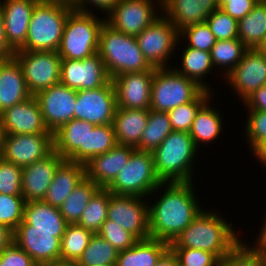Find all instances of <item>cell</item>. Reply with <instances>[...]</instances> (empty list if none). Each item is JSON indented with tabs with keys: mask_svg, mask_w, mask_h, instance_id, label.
<instances>
[{
	"mask_svg": "<svg viewBox=\"0 0 266 266\" xmlns=\"http://www.w3.org/2000/svg\"><path fill=\"white\" fill-rule=\"evenodd\" d=\"M259 0H218V7L239 21L245 17Z\"/></svg>",
	"mask_w": 266,
	"mask_h": 266,
	"instance_id": "cell-51",
	"label": "cell"
},
{
	"mask_svg": "<svg viewBox=\"0 0 266 266\" xmlns=\"http://www.w3.org/2000/svg\"><path fill=\"white\" fill-rule=\"evenodd\" d=\"M211 105L212 101L209 99L199 109L189 131L192 140L198 149L201 144L207 146L217 140L224 128L222 120L224 119L223 115Z\"/></svg>",
	"mask_w": 266,
	"mask_h": 266,
	"instance_id": "cell-31",
	"label": "cell"
},
{
	"mask_svg": "<svg viewBox=\"0 0 266 266\" xmlns=\"http://www.w3.org/2000/svg\"><path fill=\"white\" fill-rule=\"evenodd\" d=\"M162 0H119L105 22L130 36H137L162 14Z\"/></svg>",
	"mask_w": 266,
	"mask_h": 266,
	"instance_id": "cell-11",
	"label": "cell"
},
{
	"mask_svg": "<svg viewBox=\"0 0 266 266\" xmlns=\"http://www.w3.org/2000/svg\"><path fill=\"white\" fill-rule=\"evenodd\" d=\"M15 51L8 45L5 30H4V17L0 8V58L3 60L10 59L14 56Z\"/></svg>",
	"mask_w": 266,
	"mask_h": 266,
	"instance_id": "cell-54",
	"label": "cell"
},
{
	"mask_svg": "<svg viewBox=\"0 0 266 266\" xmlns=\"http://www.w3.org/2000/svg\"><path fill=\"white\" fill-rule=\"evenodd\" d=\"M169 250V243L154 238L138 240L132 247L120 251L115 266H155Z\"/></svg>",
	"mask_w": 266,
	"mask_h": 266,
	"instance_id": "cell-30",
	"label": "cell"
},
{
	"mask_svg": "<svg viewBox=\"0 0 266 266\" xmlns=\"http://www.w3.org/2000/svg\"><path fill=\"white\" fill-rule=\"evenodd\" d=\"M96 125L72 119L53 133L54 150L64 159L76 163H88L89 128Z\"/></svg>",
	"mask_w": 266,
	"mask_h": 266,
	"instance_id": "cell-19",
	"label": "cell"
},
{
	"mask_svg": "<svg viewBox=\"0 0 266 266\" xmlns=\"http://www.w3.org/2000/svg\"><path fill=\"white\" fill-rule=\"evenodd\" d=\"M204 89L178 73L173 66L156 68L152 79L150 109L168 112L193 101Z\"/></svg>",
	"mask_w": 266,
	"mask_h": 266,
	"instance_id": "cell-8",
	"label": "cell"
},
{
	"mask_svg": "<svg viewBox=\"0 0 266 266\" xmlns=\"http://www.w3.org/2000/svg\"><path fill=\"white\" fill-rule=\"evenodd\" d=\"M239 39L247 48H256L266 37V0H259L252 11L238 21Z\"/></svg>",
	"mask_w": 266,
	"mask_h": 266,
	"instance_id": "cell-33",
	"label": "cell"
},
{
	"mask_svg": "<svg viewBox=\"0 0 266 266\" xmlns=\"http://www.w3.org/2000/svg\"><path fill=\"white\" fill-rule=\"evenodd\" d=\"M85 176L84 164L64 160L58 166L43 201L59 208Z\"/></svg>",
	"mask_w": 266,
	"mask_h": 266,
	"instance_id": "cell-29",
	"label": "cell"
},
{
	"mask_svg": "<svg viewBox=\"0 0 266 266\" xmlns=\"http://www.w3.org/2000/svg\"><path fill=\"white\" fill-rule=\"evenodd\" d=\"M243 104L246 110L266 111V85L258 88Z\"/></svg>",
	"mask_w": 266,
	"mask_h": 266,
	"instance_id": "cell-53",
	"label": "cell"
},
{
	"mask_svg": "<svg viewBox=\"0 0 266 266\" xmlns=\"http://www.w3.org/2000/svg\"><path fill=\"white\" fill-rule=\"evenodd\" d=\"M246 49L247 47L239 38L216 41L210 51L211 60L214 68H216V70L219 69L218 73L223 74L221 76H224L223 79H225L241 61L242 55Z\"/></svg>",
	"mask_w": 266,
	"mask_h": 266,
	"instance_id": "cell-35",
	"label": "cell"
},
{
	"mask_svg": "<svg viewBox=\"0 0 266 266\" xmlns=\"http://www.w3.org/2000/svg\"><path fill=\"white\" fill-rule=\"evenodd\" d=\"M23 196L0 194V223L14 231L24 219Z\"/></svg>",
	"mask_w": 266,
	"mask_h": 266,
	"instance_id": "cell-43",
	"label": "cell"
},
{
	"mask_svg": "<svg viewBox=\"0 0 266 266\" xmlns=\"http://www.w3.org/2000/svg\"><path fill=\"white\" fill-rule=\"evenodd\" d=\"M218 7V0H162V12L178 30L205 22Z\"/></svg>",
	"mask_w": 266,
	"mask_h": 266,
	"instance_id": "cell-25",
	"label": "cell"
},
{
	"mask_svg": "<svg viewBox=\"0 0 266 266\" xmlns=\"http://www.w3.org/2000/svg\"><path fill=\"white\" fill-rule=\"evenodd\" d=\"M117 145L112 124L96 125L89 128L88 162L99 154H104Z\"/></svg>",
	"mask_w": 266,
	"mask_h": 266,
	"instance_id": "cell-42",
	"label": "cell"
},
{
	"mask_svg": "<svg viewBox=\"0 0 266 266\" xmlns=\"http://www.w3.org/2000/svg\"><path fill=\"white\" fill-rule=\"evenodd\" d=\"M256 49L266 58V37L264 40L256 47Z\"/></svg>",
	"mask_w": 266,
	"mask_h": 266,
	"instance_id": "cell-61",
	"label": "cell"
},
{
	"mask_svg": "<svg viewBox=\"0 0 266 266\" xmlns=\"http://www.w3.org/2000/svg\"><path fill=\"white\" fill-rule=\"evenodd\" d=\"M5 134H53L46 127L35 96L0 114Z\"/></svg>",
	"mask_w": 266,
	"mask_h": 266,
	"instance_id": "cell-20",
	"label": "cell"
},
{
	"mask_svg": "<svg viewBox=\"0 0 266 266\" xmlns=\"http://www.w3.org/2000/svg\"><path fill=\"white\" fill-rule=\"evenodd\" d=\"M206 210L202 209L191 224L169 244V248L205 250L223 261L241 241V237L232 223L225 220L221 211Z\"/></svg>",
	"mask_w": 266,
	"mask_h": 266,
	"instance_id": "cell-2",
	"label": "cell"
},
{
	"mask_svg": "<svg viewBox=\"0 0 266 266\" xmlns=\"http://www.w3.org/2000/svg\"><path fill=\"white\" fill-rule=\"evenodd\" d=\"M93 233L79 224H67L61 238L60 260L78 262Z\"/></svg>",
	"mask_w": 266,
	"mask_h": 266,
	"instance_id": "cell-37",
	"label": "cell"
},
{
	"mask_svg": "<svg viewBox=\"0 0 266 266\" xmlns=\"http://www.w3.org/2000/svg\"><path fill=\"white\" fill-rule=\"evenodd\" d=\"M149 109H129L116 107L113 128L116 142L120 145L136 147L146 128Z\"/></svg>",
	"mask_w": 266,
	"mask_h": 266,
	"instance_id": "cell-28",
	"label": "cell"
},
{
	"mask_svg": "<svg viewBox=\"0 0 266 266\" xmlns=\"http://www.w3.org/2000/svg\"><path fill=\"white\" fill-rule=\"evenodd\" d=\"M224 80L244 102L258 88L266 85V58L256 48H247L241 61Z\"/></svg>",
	"mask_w": 266,
	"mask_h": 266,
	"instance_id": "cell-17",
	"label": "cell"
},
{
	"mask_svg": "<svg viewBox=\"0 0 266 266\" xmlns=\"http://www.w3.org/2000/svg\"><path fill=\"white\" fill-rule=\"evenodd\" d=\"M4 136H5V132H4L2 120L0 117V157L2 156V152H3Z\"/></svg>",
	"mask_w": 266,
	"mask_h": 266,
	"instance_id": "cell-60",
	"label": "cell"
},
{
	"mask_svg": "<svg viewBox=\"0 0 266 266\" xmlns=\"http://www.w3.org/2000/svg\"><path fill=\"white\" fill-rule=\"evenodd\" d=\"M199 149L189 132L172 131L151 153L159 179L163 183L192 182Z\"/></svg>",
	"mask_w": 266,
	"mask_h": 266,
	"instance_id": "cell-3",
	"label": "cell"
},
{
	"mask_svg": "<svg viewBox=\"0 0 266 266\" xmlns=\"http://www.w3.org/2000/svg\"><path fill=\"white\" fill-rule=\"evenodd\" d=\"M67 223L59 208L44 201H30L24 207V219L14 231L56 232L62 238Z\"/></svg>",
	"mask_w": 266,
	"mask_h": 266,
	"instance_id": "cell-26",
	"label": "cell"
},
{
	"mask_svg": "<svg viewBox=\"0 0 266 266\" xmlns=\"http://www.w3.org/2000/svg\"><path fill=\"white\" fill-rule=\"evenodd\" d=\"M213 95V92L203 90L193 101L168 111L173 131L189 132L197 112Z\"/></svg>",
	"mask_w": 266,
	"mask_h": 266,
	"instance_id": "cell-40",
	"label": "cell"
},
{
	"mask_svg": "<svg viewBox=\"0 0 266 266\" xmlns=\"http://www.w3.org/2000/svg\"><path fill=\"white\" fill-rule=\"evenodd\" d=\"M118 1L119 0H67L71 7L76 11L93 12L94 8L95 12L96 8L99 10V13L102 11L105 14H107Z\"/></svg>",
	"mask_w": 266,
	"mask_h": 266,
	"instance_id": "cell-52",
	"label": "cell"
},
{
	"mask_svg": "<svg viewBox=\"0 0 266 266\" xmlns=\"http://www.w3.org/2000/svg\"><path fill=\"white\" fill-rule=\"evenodd\" d=\"M155 70L129 72L113 77L118 108L150 109Z\"/></svg>",
	"mask_w": 266,
	"mask_h": 266,
	"instance_id": "cell-18",
	"label": "cell"
},
{
	"mask_svg": "<svg viewBox=\"0 0 266 266\" xmlns=\"http://www.w3.org/2000/svg\"><path fill=\"white\" fill-rule=\"evenodd\" d=\"M13 242L38 266L60 260L61 238L56 237V232L13 231Z\"/></svg>",
	"mask_w": 266,
	"mask_h": 266,
	"instance_id": "cell-24",
	"label": "cell"
},
{
	"mask_svg": "<svg viewBox=\"0 0 266 266\" xmlns=\"http://www.w3.org/2000/svg\"><path fill=\"white\" fill-rule=\"evenodd\" d=\"M111 78L99 53L82 60L61 59L60 83L73 90L105 86Z\"/></svg>",
	"mask_w": 266,
	"mask_h": 266,
	"instance_id": "cell-13",
	"label": "cell"
},
{
	"mask_svg": "<svg viewBox=\"0 0 266 266\" xmlns=\"http://www.w3.org/2000/svg\"><path fill=\"white\" fill-rule=\"evenodd\" d=\"M136 148L117 144L104 154L93 157L85 164L86 177L100 188H107L127 164Z\"/></svg>",
	"mask_w": 266,
	"mask_h": 266,
	"instance_id": "cell-23",
	"label": "cell"
},
{
	"mask_svg": "<svg viewBox=\"0 0 266 266\" xmlns=\"http://www.w3.org/2000/svg\"><path fill=\"white\" fill-rule=\"evenodd\" d=\"M43 121L51 133L75 118L77 90L59 83L35 95Z\"/></svg>",
	"mask_w": 266,
	"mask_h": 266,
	"instance_id": "cell-14",
	"label": "cell"
},
{
	"mask_svg": "<svg viewBox=\"0 0 266 266\" xmlns=\"http://www.w3.org/2000/svg\"><path fill=\"white\" fill-rule=\"evenodd\" d=\"M64 159L53 150L48 156L23 167L22 196L26 203L43 201L58 166Z\"/></svg>",
	"mask_w": 266,
	"mask_h": 266,
	"instance_id": "cell-21",
	"label": "cell"
},
{
	"mask_svg": "<svg viewBox=\"0 0 266 266\" xmlns=\"http://www.w3.org/2000/svg\"><path fill=\"white\" fill-rule=\"evenodd\" d=\"M155 266H178V260L176 256L169 249L157 262Z\"/></svg>",
	"mask_w": 266,
	"mask_h": 266,
	"instance_id": "cell-56",
	"label": "cell"
},
{
	"mask_svg": "<svg viewBox=\"0 0 266 266\" xmlns=\"http://www.w3.org/2000/svg\"><path fill=\"white\" fill-rule=\"evenodd\" d=\"M0 266H38L19 246L12 242L0 254Z\"/></svg>",
	"mask_w": 266,
	"mask_h": 266,
	"instance_id": "cell-50",
	"label": "cell"
},
{
	"mask_svg": "<svg viewBox=\"0 0 266 266\" xmlns=\"http://www.w3.org/2000/svg\"><path fill=\"white\" fill-rule=\"evenodd\" d=\"M193 182L162 183L150 194L160 192L157 201L148 200L150 238L172 243L202 211Z\"/></svg>",
	"mask_w": 266,
	"mask_h": 266,
	"instance_id": "cell-1",
	"label": "cell"
},
{
	"mask_svg": "<svg viewBox=\"0 0 266 266\" xmlns=\"http://www.w3.org/2000/svg\"><path fill=\"white\" fill-rule=\"evenodd\" d=\"M107 220L114 221L138 240L150 238L148 198L111 193Z\"/></svg>",
	"mask_w": 266,
	"mask_h": 266,
	"instance_id": "cell-12",
	"label": "cell"
},
{
	"mask_svg": "<svg viewBox=\"0 0 266 266\" xmlns=\"http://www.w3.org/2000/svg\"><path fill=\"white\" fill-rule=\"evenodd\" d=\"M261 228V229H260ZM258 230L257 238H255V243H249L252 247H266V214L264 215L263 225Z\"/></svg>",
	"mask_w": 266,
	"mask_h": 266,
	"instance_id": "cell-57",
	"label": "cell"
},
{
	"mask_svg": "<svg viewBox=\"0 0 266 266\" xmlns=\"http://www.w3.org/2000/svg\"><path fill=\"white\" fill-rule=\"evenodd\" d=\"M118 250L98 233L90 238L88 247L78 260V266H115Z\"/></svg>",
	"mask_w": 266,
	"mask_h": 266,
	"instance_id": "cell-39",
	"label": "cell"
},
{
	"mask_svg": "<svg viewBox=\"0 0 266 266\" xmlns=\"http://www.w3.org/2000/svg\"><path fill=\"white\" fill-rule=\"evenodd\" d=\"M216 40L238 39V21L220 8L214 10L206 19Z\"/></svg>",
	"mask_w": 266,
	"mask_h": 266,
	"instance_id": "cell-45",
	"label": "cell"
},
{
	"mask_svg": "<svg viewBox=\"0 0 266 266\" xmlns=\"http://www.w3.org/2000/svg\"><path fill=\"white\" fill-rule=\"evenodd\" d=\"M53 150V134H5L1 157L23 168Z\"/></svg>",
	"mask_w": 266,
	"mask_h": 266,
	"instance_id": "cell-16",
	"label": "cell"
},
{
	"mask_svg": "<svg viewBox=\"0 0 266 266\" xmlns=\"http://www.w3.org/2000/svg\"><path fill=\"white\" fill-rule=\"evenodd\" d=\"M184 50H181V66H174L173 68L186 78L195 81L204 90L212 91V84L207 85L205 77L207 74H211L214 70V66L211 60L210 52L193 49L184 46ZM205 76V77H204ZM211 86V87H209Z\"/></svg>",
	"mask_w": 266,
	"mask_h": 266,
	"instance_id": "cell-32",
	"label": "cell"
},
{
	"mask_svg": "<svg viewBox=\"0 0 266 266\" xmlns=\"http://www.w3.org/2000/svg\"><path fill=\"white\" fill-rule=\"evenodd\" d=\"M98 15L76 10L68 15L57 49L61 59L82 60L98 52L99 34L105 22Z\"/></svg>",
	"mask_w": 266,
	"mask_h": 266,
	"instance_id": "cell-6",
	"label": "cell"
},
{
	"mask_svg": "<svg viewBox=\"0 0 266 266\" xmlns=\"http://www.w3.org/2000/svg\"><path fill=\"white\" fill-rule=\"evenodd\" d=\"M136 40L142 54L152 67L168 68L171 56L178 49L179 31L162 13L136 36Z\"/></svg>",
	"mask_w": 266,
	"mask_h": 266,
	"instance_id": "cell-9",
	"label": "cell"
},
{
	"mask_svg": "<svg viewBox=\"0 0 266 266\" xmlns=\"http://www.w3.org/2000/svg\"><path fill=\"white\" fill-rule=\"evenodd\" d=\"M74 9L67 0H40L34 7L24 51H57L68 15Z\"/></svg>",
	"mask_w": 266,
	"mask_h": 266,
	"instance_id": "cell-4",
	"label": "cell"
},
{
	"mask_svg": "<svg viewBox=\"0 0 266 266\" xmlns=\"http://www.w3.org/2000/svg\"><path fill=\"white\" fill-rule=\"evenodd\" d=\"M162 183L156 173L152 153L135 149L107 189L115 195L150 199V194Z\"/></svg>",
	"mask_w": 266,
	"mask_h": 266,
	"instance_id": "cell-7",
	"label": "cell"
},
{
	"mask_svg": "<svg viewBox=\"0 0 266 266\" xmlns=\"http://www.w3.org/2000/svg\"><path fill=\"white\" fill-rule=\"evenodd\" d=\"M98 53L111 79L124 73L156 69L145 59L135 36L126 35L106 22L100 30Z\"/></svg>",
	"mask_w": 266,
	"mask_h": 266,
	"instance_id": "cell-5",
	"label": "cell"
},
{
	"mask_svg": "<svg viewBox=\"0 0 266 266\" xmlns=\"http://www.w3.org/2000/svg\"><path fill=\"white\" fill-rule=\"evenodd\" d=\"M98 234L115 247L118 252L132 247L138 241L133 234L111 220H106L102 224Z\"/></svg>",
	"mask_w": 266,
	"mask_h": 266,
	"instance_id": "cell-48",
	"label": "cell"
},
{
	"mask_svg": "<svg viewBox=\"0 0 266 266\" xmlns=\"http://www.w3.org/2000/svg\"><path fill=\"white\" fill-rule=\"evenodd\" d=\"M42 266H78V264H77V262L58 260V261H54L52 263L45 264Z\"/></svg>",
	"mask_w": 266,
	"mask_h": 266,
	"instance_id": "cell-59",
	"label": "cell"
},
{
	"mask_svg": "<svg viewBox=\"0 0 266 266\" xmlns=\"http://www.w3.org/2000/svg\"><path fill=\"white\" fill-rule=\"evenodd\" d=\"M40 0H0L8 45L20 50L26 41L31 15Z\"/></svg>",
	"mask_w": 266,
	"mask_h": 266,
	"instance_id": "cell-22",
	"label": "cell"
},
{
	"mask_svg": "<svg viewBox=\"0 0 266 266\" xmlns=\"http://www.w3.org/2000/svg\"><path fill=\"white\" fill-rule=\"evenodd\" d=\"M116 107L115 89L110 80L96 89L77 90L75 119L94 125L112 124Z\"/></svg>",
	"mask_w": 266,
	"mask_h": 266,
	"instance_id": "cell-15",
	"label": "cell"
},
{
	"mask_svg": "<svg viewBox=\"0 0 266 266\" xmlns=\"http://www.w3.org/2000/svg\"><path fill=\"white\" fill-rule=\"evenodd\" d=\"M182 41L189 42L184 43L187 47L210 52L217 40L205 21L180 30L177 46L182 45Z\"/></svg>",
	"mask_w": 266,
	"mask_h": 266,
	"instance_id": "cell-41",
	"label": "cell"
},
{
	"mask_svg": "<svg viewBox=\"0 0 266 266\" xmlns=\"http://www.w3.org/2000/svg\"><path fill=\"white\" fill-rule=\"evenodd\" d=\"M173 131L168 113L149 109V116L140 143L135 147L140 151L152 152Z\"/></svg>",
	"mask_w": 266,
	"mask_h": 266,
	"instance_id": "cell-36",
	"label": "cell"
},
{
	"mask_svg": "<svg viewBox=\"0 0 266 266\" xmlns=\"http://www.w3.org/2000/svg\"><path fill=\"white\" fill-rule=\"evenodd\" d=\"M100 187L86 176L59 207L67 224L78 223L84 209Z\"/></svg>",
	"mask_w": 266,
	"mask_h": 266,
	"instance_id": "cell-34",
	"label": "cell"
},
{
	"mask_svg": "<svg viewBox=\"0 0 266 266\" xmlns=\"http://www.w3.org/2000/svg\"><path fill=\"white\" fill-rule=\"evenodd\" d=\"M23 168L0 157V194L22 196Z\"/></svg>",
	"mask_w": 266,
	"mask_h": 266,
	"instance_id": "cell-46",
	"label": "cell"
},
{
	"mask_svg": "<svg viewBox=\"0 0 266 266\" xmlns=\"http://www.w3.org/2000/svg\"><path fill=\"white\" fill-rule=\"evenodd\" d=\"M252 152L257 161L266 167V140L261 142Z\"/></svg>",
	"mask_w": 266,
	"mask_h": 266,
	"instance_id": "cell-58",
	"label": "cell"
},
{
	"mask_svg": "<svg viewBox=\"0 0 266 266\" xmlns=\"http://www.w3.org/2000/svg\"><path fill=\"white\" fill-rule=\"evenodd\" d=\"M13 242V231L0 223V254Z\"/></svg>",
	"mask_w": 266,
	"mask_h": 266,
	"instance_id": "cell-55",
	"label": "cell"
},
{
	"mask_svg": "<svg viewBox=\"0 0 266 266\" xmlns=\"http://www.w3.org/2000/svg\"><path fill=\"white\" fill-rule=\"evenodd\" d=\"M244 241L242 238L221 262V266H266L262 253Z\"/></svg>",
	"mask_w": 266,
	"mask_h": 266,
	"instance_id": "cell-44",
	"label": "cell"
},
{
	"mask_svg": "<svg viewBox=\"0 0 266 266\" xmlns=\"http://www.w3.org/2000/svg\"><path fill=\"white\" fill-rule=\"evenodd\" d=\"M253 248L262 253L266 264V247H253Z\"/></svg>",
	"mask_w": 266,
	"mask_h": 266,
	"instance_id": "cell-62",
	"label": "cell"
},
{
	"mask_svg": "<svg viewBox=\"0 0 266 266\" xmlns=\"http://www.w3.org/2000/svg\"><path fill=\"white\" fill-rule=\"evenodd\" d=\"M244 134L249 143L250 151H253L261 142L266 140V111L248 110Z\"/></svg>",
	"mask_w": 266,
	"mask_h": 266,
	"instance_id": "cell-47",
	"label": "cell"
},
{
	"mask_svg": "<svg viewBox=\"0 0 266 266\" xmlns=\"http://www.w3.org/2000/svg\"><path fill=\"white\" fill-rule=\"evenodd\" d=\"M21 66L12 57L0 64V114L31 97Z\"/></svg>",
	"mask_w": 266,
	"mask_h": 266,
	"instance_id": "cell-27",
	"label": "cell"
},
{
	"mask_svg": "<svg viewBox=\"0 0 266 266\" xmlns=\"http://www.w3.org/2000/svg\"><path fill=\"white\" fill-rule=\"evenodd\" d=\"M13 57L21 66L27 89L32 96L60 83L61 58L57 51L18 50Z\"/></svg>",
	"mask_w": 266,
	"mask_h": 266,
	"instance_id": "cell-10",
	"label": "cell"
},
{
	"mask_svg": "<svg viewBox=\"0 0 266 266\" xmlns=\"http://www.w3.org/2000/svg\"><path fill=\"white\" fill-rule=\"evenodd\" d=\"M111 192L100 188L91 198L77 224L96 234L107 220L108 204Z\"/></svg>",
	"mask_w": 266,
	"mask_h": 266,
	"instance_id": "cell-38",
	"label": "cell"
},
{
	"mask_svg": "<svg viewBox=\"0 0 266 266\" xmlns=\"http://www.w3.org/2000/svg\"><path fill=\"white\" fill-rule=\"evenodd\" d=\"M181 266H221V260L211 252L192 248H169Z\"/></svg>",
	"mask_w": 266,
	"mask_h": 266,
	"instance_id": "cell-49",
	"label": "cell"
}]
</instances>
